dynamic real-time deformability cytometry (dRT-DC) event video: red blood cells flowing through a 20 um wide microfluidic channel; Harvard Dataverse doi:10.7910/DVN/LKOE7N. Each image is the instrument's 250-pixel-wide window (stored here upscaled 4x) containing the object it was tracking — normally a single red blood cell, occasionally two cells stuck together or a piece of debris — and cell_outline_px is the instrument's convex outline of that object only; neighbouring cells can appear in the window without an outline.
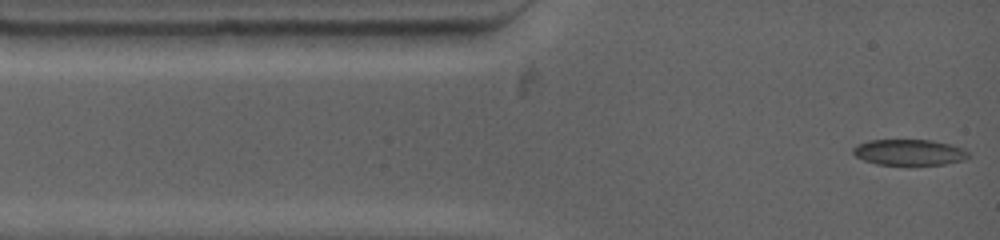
{"species": "common noctule bat (a hibernating species)", "species_latin": "Nyctalus noctula", "temperature_condition": "warm", "stored_images_in_passage": 14, "camera_frame_rate_fps": 4500, "um_per_image_px": 0.085, "animal": {"sex": "female", "body_mass_g": 19.0, "forearm_length_mm": 53.3}, "frame": {"image": 1, "passage_image": 1, "time_ms": 0.0, "image_size_px": [1000, 240], "cell_outline_px": [[972, 156], [964, 160], [944, 164], [876, 164], [864, 160], [856, 156], [852, 152], [852, 148], [868, 140], [932, 140], [952, 144], [968, 152]], "centroid_in_image_um": [77.31, 12.94], "position_along_channel_um": 7.7, "area_um2": 17.28}}
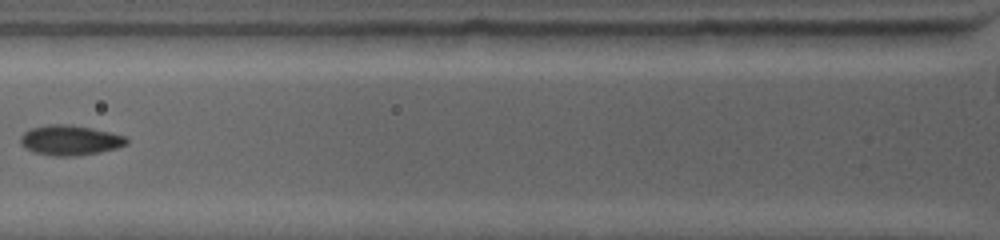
{"frame": {"image": 2, "passage_image": 10, "time_ms": 4.0, "image_size_px": [1000, 240], "cell_outline_px": [[128, 144], [116, 148], [100, 152], [72, 156], [52, 156], [36, 152], [24, 148], [20, 144], [20, 136], [24, 132], [32, 128], [48, 124], [68, 124], [108, 132], [124, 136], [128, 140]], "centroid_in_image_um": [5.91, 11.92], "position_along_channel_um": 119.9, "area_um2": 18.38}}
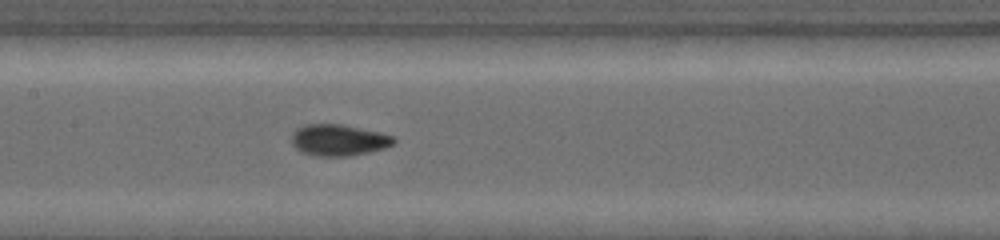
{"frame": {"image": 3, "passage_image": 14, "time_ms": 5.556, "image_size_px": [1000, 240], "cell_outline_px": [[396, 140], [392, 144], [384, 148], [352, 156], [316, 156], [300, 152], [292, 144], [292, 132], [296, 128], [304, 124], [344, 124], [380, 132], [396, 136]], "centroid_in_image_um": [28.77, 11.9], "position_along_channel_um": 178.6, "area_um2": 18.96}}